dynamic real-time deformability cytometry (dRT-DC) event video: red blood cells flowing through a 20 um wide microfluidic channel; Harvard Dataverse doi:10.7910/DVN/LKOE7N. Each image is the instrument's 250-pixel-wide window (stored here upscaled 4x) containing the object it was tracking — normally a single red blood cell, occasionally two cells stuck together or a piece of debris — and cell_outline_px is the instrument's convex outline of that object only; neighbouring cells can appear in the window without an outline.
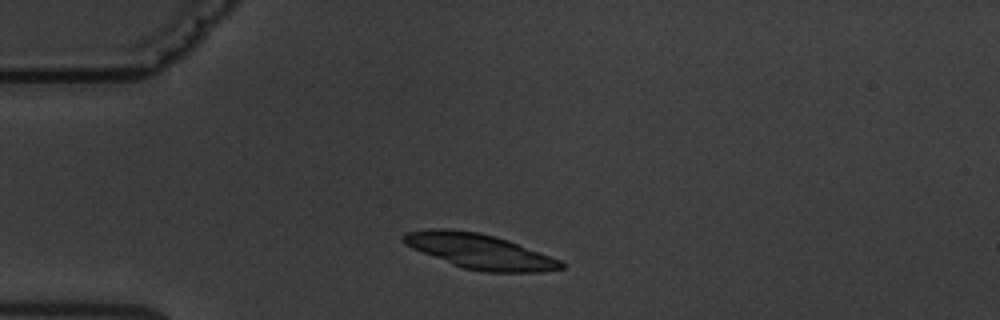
{"species": "common noctule bat (a hibernating species)", "species_latin": "Nyctalus noctula", "temperature_condition": "warm", "stored_images_in_passage": 4, "camera_frame_rate_fps": 3000, "um_per_image_px": 0.085, "animal": {"sex": "male", "body_mass_g": 19.5, "forearm_length_mm": 54.6}, "frame": {"image": 1, "passage_image": 1, "time_ms": 0.0, "image_size_px": [1000, 320], "cell_outline_px": [[564, 268], [540, 272], [480, 272], [464, 268], [452, 264], [412, 248], [404, 244], [400, 240], [400, 236], [404, 232], [428, 228], [448, 228], [480, 232], [508, 240], [560, 260], [564, 264]], "centroid_in_image_um": [40.7, 21.34], "position_along_channel_um": 44.3, "area_um2": 32.19}}